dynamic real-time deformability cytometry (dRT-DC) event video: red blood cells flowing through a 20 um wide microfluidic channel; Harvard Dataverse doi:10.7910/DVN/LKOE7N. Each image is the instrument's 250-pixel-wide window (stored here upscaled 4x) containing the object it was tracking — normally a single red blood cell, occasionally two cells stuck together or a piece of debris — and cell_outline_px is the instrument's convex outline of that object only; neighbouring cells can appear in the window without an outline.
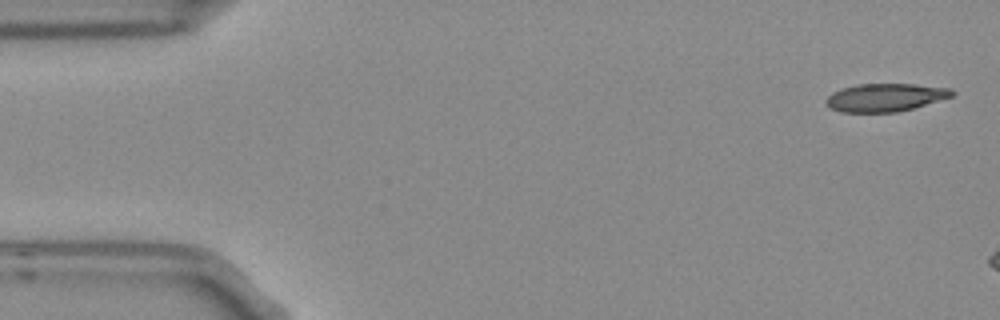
{"species": "Egyptian fruit bat (a non-hibernating species)", "species_latin": "Rousettus aegyptiacus", "temperature_condition": "room temperature", "stored_images_in_passage": 3, "camera_frame_rate_fps": 3000, "um_per_image_px": 0.085, "frame": {"image": 1, "passage_image": 1, "time_ms": 0.0, "image_size_px": [1000, 320], "cell_outline_px": [[956, 92], [952, 96], [912, 108], [896, 112], [840, 112], [832, 108], [824, 100], [832, 92], [840, 88], [856, 84], [916, 84], [952, 88]], "centroid_in_image_um": [75.24, 8.27], "position_along_channel_um": 9.8, "area_um2": 20.52}}